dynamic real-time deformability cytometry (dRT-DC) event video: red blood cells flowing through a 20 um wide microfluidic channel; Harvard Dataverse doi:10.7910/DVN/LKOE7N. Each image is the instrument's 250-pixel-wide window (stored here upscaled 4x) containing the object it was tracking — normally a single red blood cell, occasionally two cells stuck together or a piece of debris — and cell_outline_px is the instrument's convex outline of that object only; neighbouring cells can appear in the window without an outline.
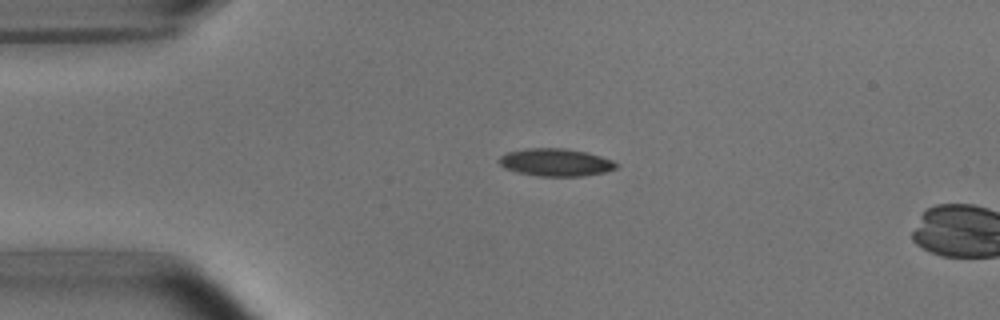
{"species": "common noctule bat (a hibernating species)", "species_latin": "Nyctalus noctula", "temperature_condition": "room temperature", "stored_images_in_passage": 3, "camera_frame_rate_fps": 3000, "um_per_image_px": 0.085, "animal": {"sex": "male", "body_mass_g": 15.6}, "frame": {"image": 1, "passage_image": 2, "time_ms": 1.0, "image_size_px": [1000, 320], "cell_outline_px": [[620, 164], [616, 168], [604, 172], [580, 176], [540, 176], [520, 172], [504, 168], [500, 164], [500, 156], [508, 152], [528, 148], [564, 148], [584, 152], [600, 156], [612, 160]], "centroid_in_image_um": [47.25, 13.8], "position_along_channel_um": 37.7, "area_um2": 18.55}}